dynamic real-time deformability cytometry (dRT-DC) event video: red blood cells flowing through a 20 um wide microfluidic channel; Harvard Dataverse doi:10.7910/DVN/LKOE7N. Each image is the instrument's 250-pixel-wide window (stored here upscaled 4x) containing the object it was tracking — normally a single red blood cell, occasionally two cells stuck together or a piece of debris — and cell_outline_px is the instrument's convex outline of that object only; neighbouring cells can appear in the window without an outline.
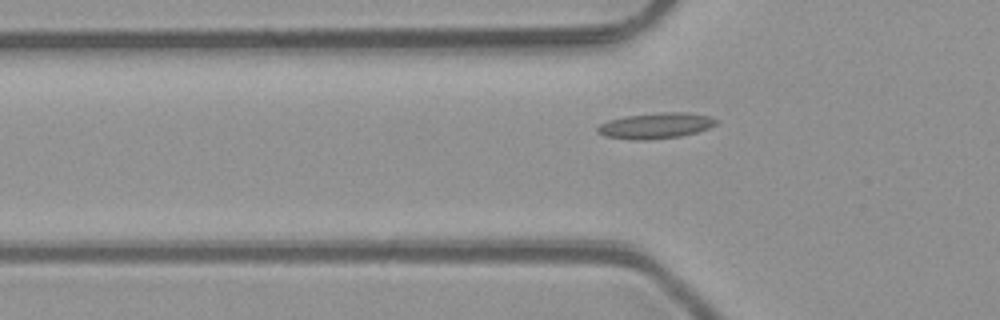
{"species": "common noctule bat (a hibernating species)", "species_latin": "Nyctalus noctula", "temperature_condition": "room temperature", "stored_images_in_passage": 31, "camera_frame_rate_fps": 3000, "um_per_image_px": 0.085, "animal": {"sex": "male", "body_mass_g": 23.1, "forearm_length_mm": 52.7}, "frame": {"image": 1, "passage_image": 2, "time_ms": 0.333, "image_size_px": [1000, 320], "cell_outline_px": [[720, 120], [716, 124], [708, 128], [696, 132], [680, 136], [648, 140], [632, 140], [604, 136], [596, 132], [596, 128], [600, 124], [608, 120], [624, 116], [660, 112], [688, 112], [708, 116]], "centroid_in_image_um": [55.71, 10.68], "position_along_channel_um": 70.1, "area_um2": 17.98}}
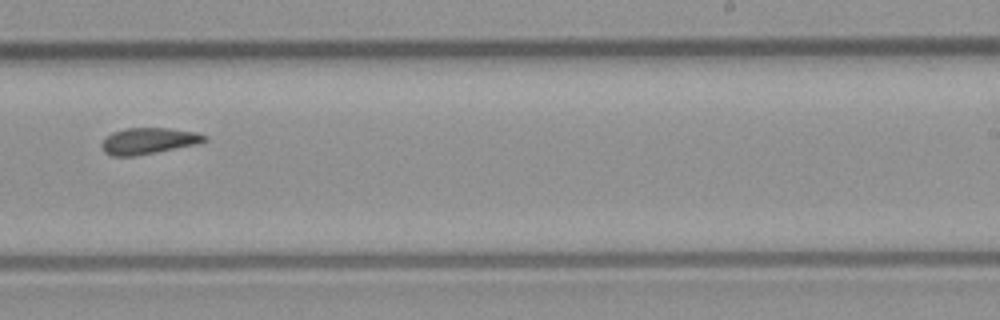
{"frame": {"image": 2, "passage_image": 17, "time_ms": 5.333, "image_size_px": [1000, 320], "cell_outline_px": [[208, 140], [196, 144], [136, 156], [112, 156], [104, 152], [100, 144], [112, 132], [128, 128], [168, 128], [196, 132], [208, 136]], "centroid_in_image_um": [12.63, 11.98], "position_along_channel_um": 276.4, "area_um2": 15.66}}
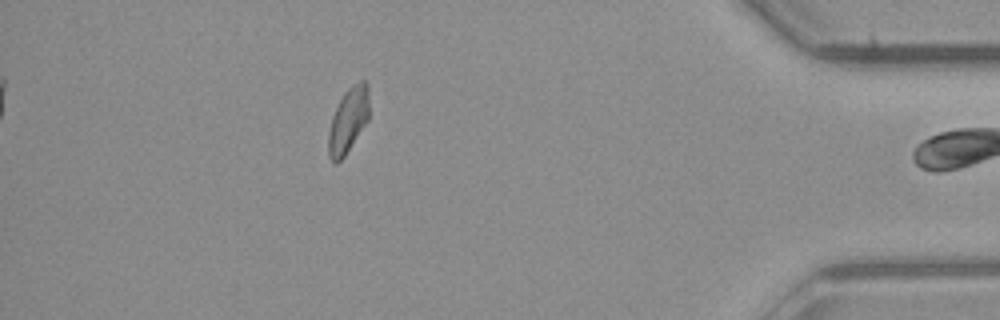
{"frame": {"image": 3, "passage_image": 30, "time_ms": 9.667, "image_size_px": [1000, 320], "cell_outline_px": [[368, 120], [344, 156], [336, 164], [328, 156], [328, 132], [332, 116], [344, 92], [352, 84], [360, 80], [364, 80], [368, 84]], "centroid_in_image_um": [29.59, 10.21], "position_along_channel_um": 405.6, "area_um2": 15.32}}